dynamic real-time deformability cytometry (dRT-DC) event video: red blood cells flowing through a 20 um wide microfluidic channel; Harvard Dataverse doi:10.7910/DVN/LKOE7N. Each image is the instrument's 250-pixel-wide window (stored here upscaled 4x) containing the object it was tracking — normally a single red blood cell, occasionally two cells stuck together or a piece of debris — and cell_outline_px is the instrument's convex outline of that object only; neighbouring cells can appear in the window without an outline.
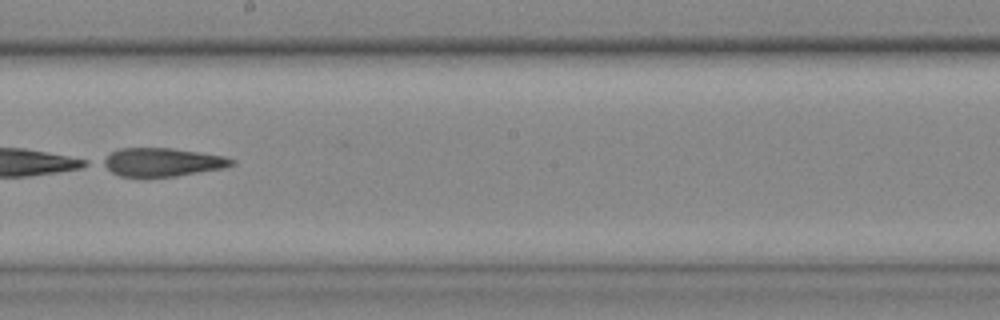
{"species": "common noctule bat (a hibernating species)", "species_latin": "Nyctalus noctula", "temperature_condition": "cold", "stored_images_in_passage": 42, "segment_of_instrument_passage": [2, 2], "camera_frame_rate_fps": 3000, "um_per_image_px": 0.085, "animal": {"sex": "female", "body_mass_g": 25.1}, "frame": {"image": 1, "passage_image": 31, "time_ms": 10.0, "image_size_px": [1000, 320], "cell_outline_px": [[236, 164], [224, 168], [176, 176], [120, 176], [112, 172], [100, 164], [100, 160], [112, 152], [120, 148], [172, 148], [224, 156], [236, 160]], "centroid_in_image_um": [13.79, 13.78], "position_along_channel_um": 234.4, "area_um2": 21.27}}